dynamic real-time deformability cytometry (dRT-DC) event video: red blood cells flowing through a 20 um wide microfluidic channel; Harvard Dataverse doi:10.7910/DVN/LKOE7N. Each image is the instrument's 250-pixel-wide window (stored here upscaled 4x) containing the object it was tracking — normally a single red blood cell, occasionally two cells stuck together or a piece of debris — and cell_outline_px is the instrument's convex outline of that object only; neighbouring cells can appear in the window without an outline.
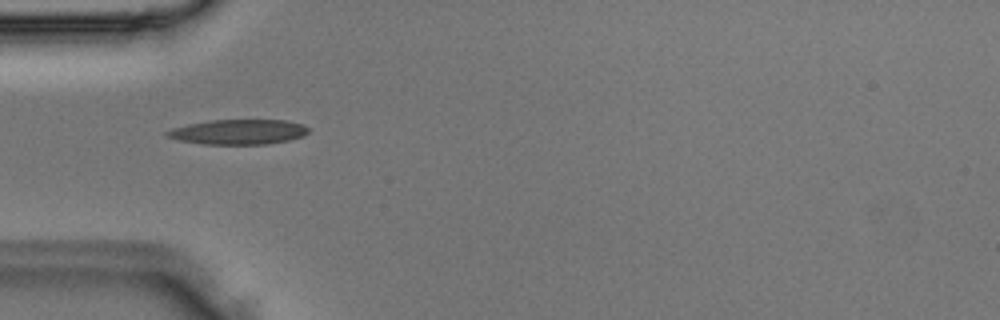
{"species": "Egyptian fruit bat (a non-hibernating species)", "species_latin": "Rousettus aegyptiacus", "temperature_condition": "room temperature", "stored_images_in_passage": 1, "camera_frame_rate_fps": 3000, "um_per_image_px": 0.085, "animal": {"sex": "male"}, "frame": {"image": 1, "passage_image": 1, "time_ms": 0.0, "image_size_px": [1000, 320], "cell_outline_px": [[308, 132], [304, 136], [288, 140], [268, 144], [200, 144], [176, 140], [164, 136], [164, 132], [172, 128], [188, 124], [208, 120], [288, 120], [304, 124], [308, 128]], "centroid_in_image_um": [20.23, 11.21], "position_along_channel_um": 64.8, "area_um2": 20.87}}